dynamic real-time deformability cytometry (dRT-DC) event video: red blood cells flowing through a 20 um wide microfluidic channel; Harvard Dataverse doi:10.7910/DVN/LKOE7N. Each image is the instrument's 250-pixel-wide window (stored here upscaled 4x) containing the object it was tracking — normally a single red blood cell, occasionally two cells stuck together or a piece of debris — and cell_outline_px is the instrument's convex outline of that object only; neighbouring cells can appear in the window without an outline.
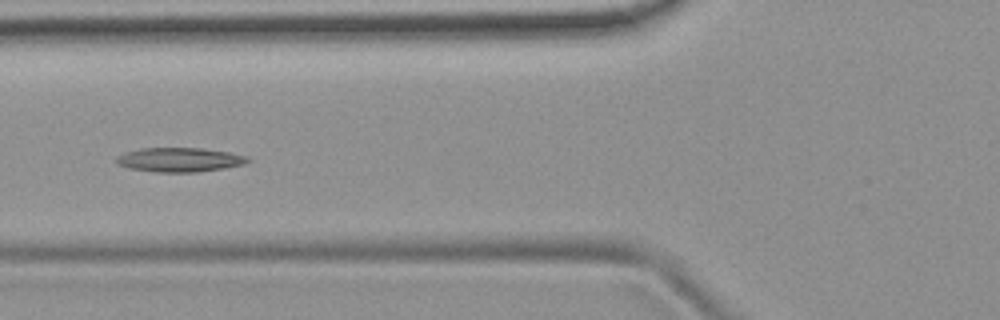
{"species": "common noctule bat (a hibernating species)", "species_latin": "Nyctalus noctula", "temperature_condition": "room temperature", "stored_images_in_passage": 6, "camera_frame_rate_fps": 3000, "um_per_image_px": 0.085, "animal": {"sex": "female", "body_mass_g": 19.9}, "frame": {"image": 1, "passage_image": 6, "time_ms": 5.667, "image_size_px": [1000, 320], "cell_outline_px": [[252, 160], [244, 164], [224, 168], [196, 172], [156, 172], [128, 168], [116, 164], [116, 156], [124, 152], [140, 148], [200, 148], [228, 152], [248, 156]], "centroid_in_image_um": [15.24, 13.58], "position_along_channel_um": 110.6, "area_um2": 18.67}}